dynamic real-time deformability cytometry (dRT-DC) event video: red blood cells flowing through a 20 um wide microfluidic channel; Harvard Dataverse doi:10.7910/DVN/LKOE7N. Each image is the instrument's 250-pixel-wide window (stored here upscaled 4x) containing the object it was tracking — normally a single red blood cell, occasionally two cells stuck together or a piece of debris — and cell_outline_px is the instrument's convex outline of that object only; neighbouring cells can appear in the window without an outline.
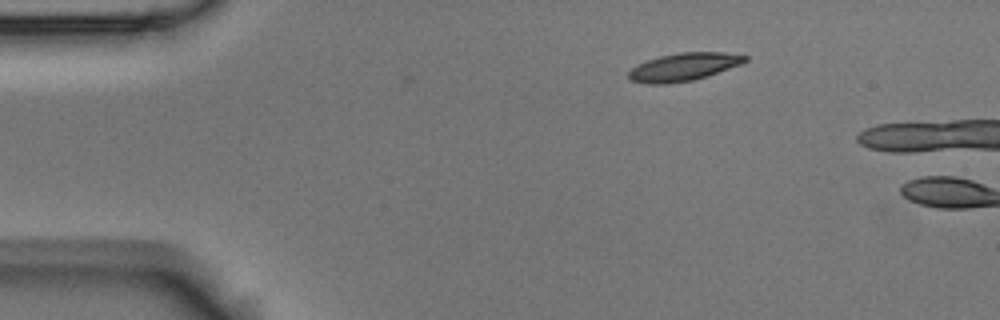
{"species": "Egyptian fruit bat (a non-hibernating species)", "species_latin": "Rousettus aegyptiacus", "temperature_condition": "room temperature", "stored_images_in_passage": 2, "camera_frame_rate_fps": 3000, "um_per_image_px": 0.085, "animal": {"sex": "male"}, "frame": {"image": 1, "passage_image": 1, "time_ms": 0.0, "image_size_px": [1000, 320], "cell_outline_px": [[748, 60], [740, 64], [708, 76], [692, 80], [668, 84], [648, 84], [632, 80], [628, 76], [628, 72], [632, 68], [648, 60], [660, 56], [680, 52], [724, 52], [748, 56]], "centroid_in_image_um": [58.13, 5.69], "position_along_channel_um": 26.9, "area_um2": 18.73}}